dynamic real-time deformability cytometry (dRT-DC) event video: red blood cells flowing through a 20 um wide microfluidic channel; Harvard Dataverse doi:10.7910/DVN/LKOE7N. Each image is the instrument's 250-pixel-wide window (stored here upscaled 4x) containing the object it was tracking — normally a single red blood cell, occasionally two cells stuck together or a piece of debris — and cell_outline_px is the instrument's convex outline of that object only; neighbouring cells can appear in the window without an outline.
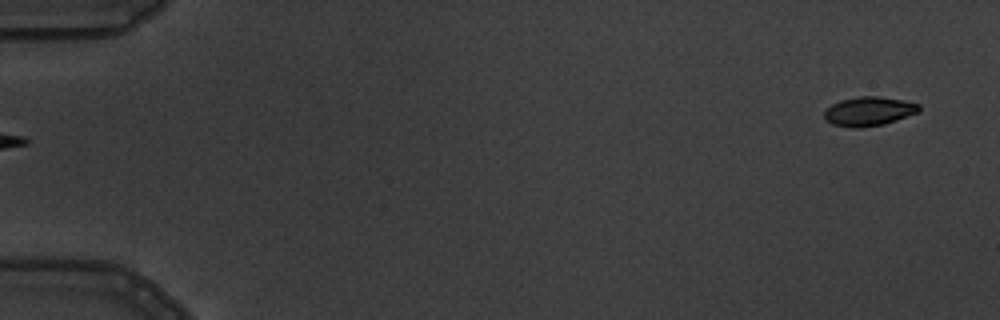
{"species": "common noctule bat (a hibernating species)", "species_latin": "Nyctalus noctula", "temperature_condition": "warm", "stored_images_in_passage": 4, "segment_of_instrument_passage": [2, 2], "camera_frame_rate_fps": 3000, "um_per_image_px": 0.085, "animal": {"sex": "male", "body_mass_g": 19.5, "forearm_length_mm": 54.6}, "frame": {"image": 1, "passage_image": 4, "time_ms": 3.667, "image_size_px": [1000, 320], "cell_outline_px": [[920, 112], [884, 124], [860, 128], [852, 128], [832, 124], [824, 120], [824, 112], [832, 104], [840, 100], [860, 96], [880, 96], [920, 104]], "centroid_in_image_um": [73.84, 9.47], "position_along_channel_um": 11.2, "area_um2": 16.13}}